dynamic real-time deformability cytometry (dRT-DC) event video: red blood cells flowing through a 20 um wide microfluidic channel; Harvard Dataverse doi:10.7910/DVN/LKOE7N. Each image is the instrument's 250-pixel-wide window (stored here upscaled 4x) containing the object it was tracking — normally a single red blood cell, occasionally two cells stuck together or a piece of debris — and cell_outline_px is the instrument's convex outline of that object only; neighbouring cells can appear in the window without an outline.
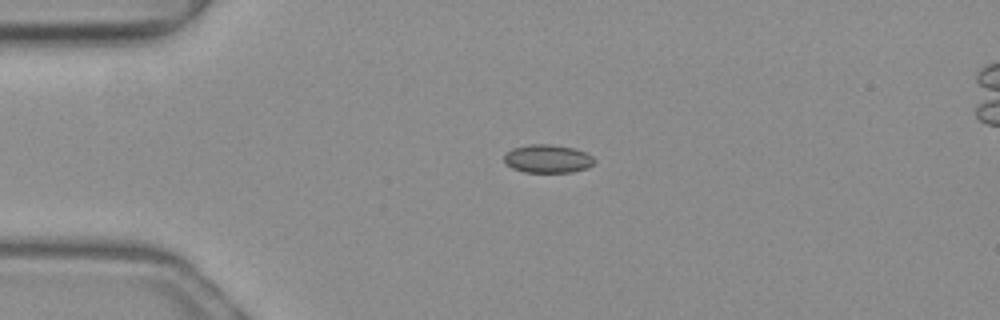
{"species": "common noctule bat (a hibernating species)", "species_latin": "Nyctalus noctula", "temperature_condition": "warm", "stored_images_in_passage": 40, "camera_frame_rate_fps": 3000, "um_per_image_px": 0.085, "animal": {"sex": "female", "body_mass_g": 19.3, "forearm_length_mm": 54.1}, "frame": {"image": 1, "passage_image": 1, "time_ms": 0.0, "image_size_px": [1000, 320], "cell_outline_px": [[596, 160], [588, 168], [572, 172], [524, 172], [512, 168], [504, 160], [504, 152], [512, 148], [528, 144], [552, 144], [572, 148], [584, 152], [592, 156]], "centroid_in_image_um": [46.53, 13.49], "position_along_channel_um": 38.5, "area_um2": 14.91}}
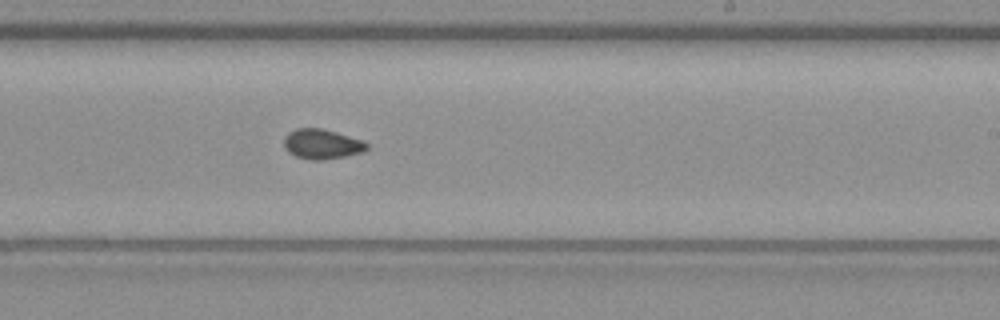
{"frame": {"image": 2, "passage_image": 20, "time_ms": 6.333, "image_size_px": [1000, 320], "cell_outline_px": [[368, 148], [364, 152], [324, 160], [312, 160], [296, 156], [288, 152], [284, 148], [284, 136], [288, 132], [296, 128], [324, 128], [364, 140], [368, 144]], "centroid_in_image_um": [27.37, 12.23], "position_along_channel_um": 261.6, "area_um2": 14.68}}
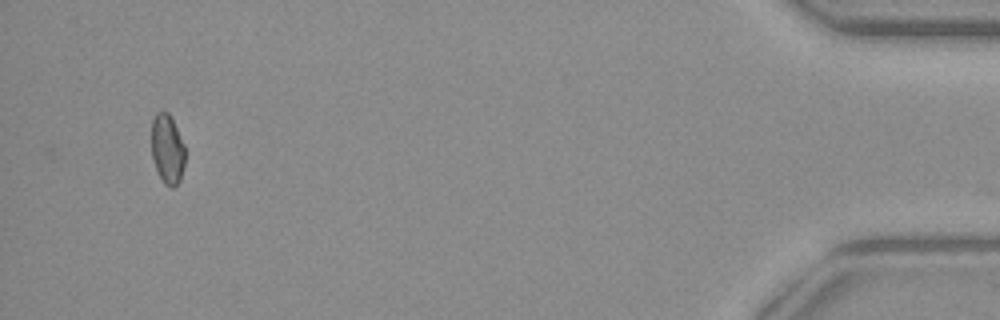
{"frame": {"image": 3, "passage_image": 38, "time_ms": 12.333, "image_size_px": [1000, 320], "cell_outline_px": [[184, 164], [180, 180], [172, 188], [164, 184], [156, 168], [152, 156], [152, 120], [156, 112], [168, 112], [184, 144]], "centroid_in_image_um": [14.22, 12.68], "position_along_channel_um": 421.0, "area_um2": 13.35}, "authors_computed_cell_mechanics": {"area_um2": 14.3344, "velocity_mm_per_s": 4.0323, "shape_relaxation_time_tau1_ms": null, "shape_relaxation_time_tau2_ms": 5.388, "deformation_change_tau1": null, "deformation_change_tau2": 0.0871}}